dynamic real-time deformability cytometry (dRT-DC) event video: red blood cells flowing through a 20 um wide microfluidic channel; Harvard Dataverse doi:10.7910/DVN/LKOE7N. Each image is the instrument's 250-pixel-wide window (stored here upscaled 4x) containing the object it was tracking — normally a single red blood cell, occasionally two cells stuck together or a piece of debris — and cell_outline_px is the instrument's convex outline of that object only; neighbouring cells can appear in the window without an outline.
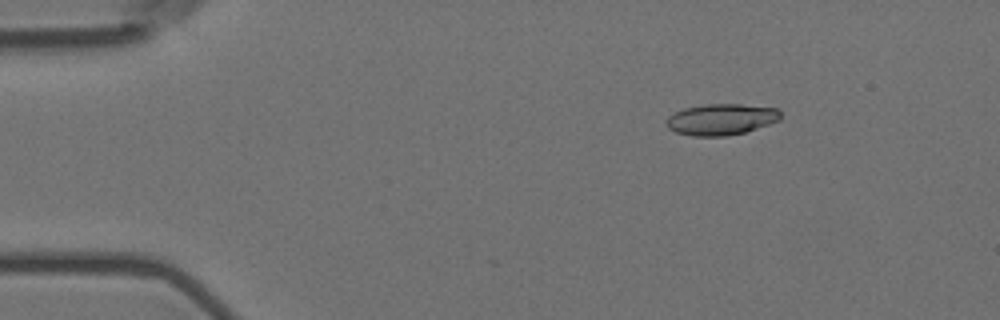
{"species": "Egyptian fruit bat (a non-hibernating species)", "species_latin": "Rousettus aegyptiacus", "temperature_condition": "room temperature", "stored_images_in_passage": 11, "camera_frame_rate_fps": 3000, "um_per_image_px": 0.085, "animal": {"sex": "female"}, "frame": {"image": 1, "passage_image": 3, "time_ms": 0.667, "image_size_px": [1000, 320], "cell_outline_px": [[780, 120], [744, 132], [728, 136], [692, 136], [676, 132], [668, 128], [664, 124], [664, 120], [668, 116], [684, 108], [704, 104], [740, 104], [776, 108], [780, 112]], "centroid_in_image_um": [61.25, 10.15], "position_along_channel_um": 23.8, "area_um2": 20.81}}
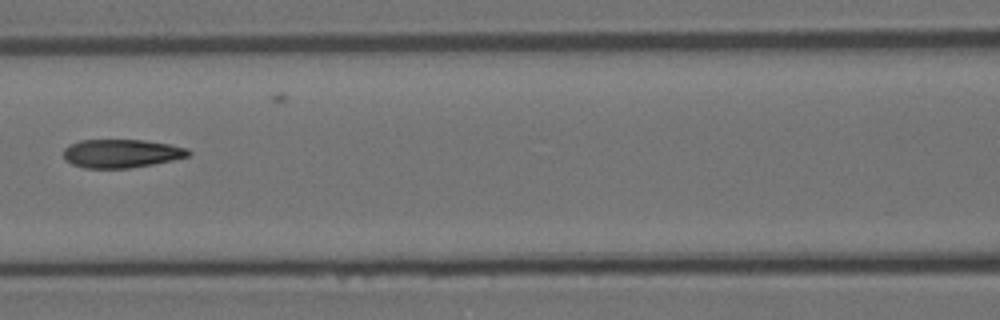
{"frame": {"image": 2, "passage_image": 7, "time_ms": 2.0, "image_size_px": [1000, 320], "cell_outline_px": [[192, 152], [188, 156], [172, 160], [132, 168], [84, 168], [72, 164], [64, 160], [64, 148], [80, 140], [144, 140], [168, 144], [188, 148]], "centroid_in_image_um": [10.31, 13.05], "position_along_channel_um": 156.3, "area_um2": 20.69}}
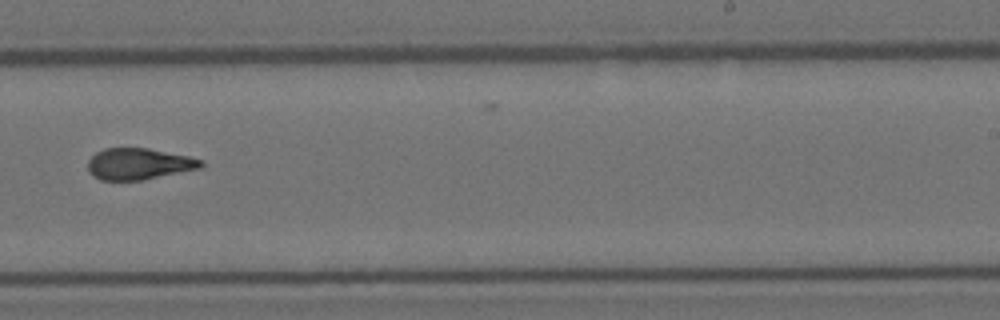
{"frame": {"image": 3, "passage_image": 10, "time_ms": 3.0, "image_size_px": [1000, 320], "cell_outline_px": [[204, 164], [200, 168], [140, 180], [100, 180], [92, 176], [88, 172], [88, 160], [96, 152], [104, 148], [148, 148], [188, 156], [204, 160]], "centroid_in_image_um": [11.77, 13.93], "position_along_channel_um": 277.2, "area_um2": 20.63}}